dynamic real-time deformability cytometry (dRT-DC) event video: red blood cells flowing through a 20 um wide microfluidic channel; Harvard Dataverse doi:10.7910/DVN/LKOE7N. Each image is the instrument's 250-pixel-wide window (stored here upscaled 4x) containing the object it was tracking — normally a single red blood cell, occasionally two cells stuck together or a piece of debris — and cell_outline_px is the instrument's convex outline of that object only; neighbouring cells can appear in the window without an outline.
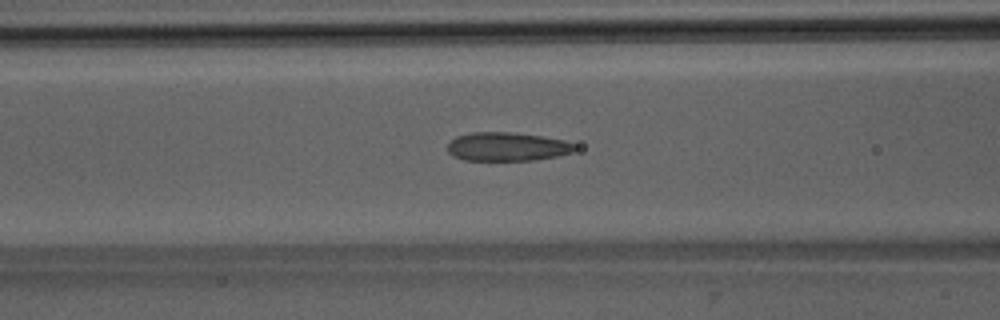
{"species": "Egyptian fruit bat (a non-hibernating species)", "species_latin": "Rousettus aegyptiacus", "temperature_condition": "room temperature", "stored_images_in_passage": 51, "camera_frame_rate_fps": 3000, "um_per_image_px": 0.085, "animal": {"sex": "male"}, "frame": {"image": 1, "passage_image": 21, "time_ms": 6.667, "image_size_px": [1000, 320], "cell_outline_px": [[576, 148], [572, 152], [556, 156], [532, 160], [464, 160], [452, 156], [448, 152], [448, 140], [456, 136], [472, 132], [512, 132], [540, 136], [564, 140], [576, 144]], "centroid_in_image_um": [43.06, 12.46], "position_along_channel_um": 123.5, "area_um2": 21.33}}
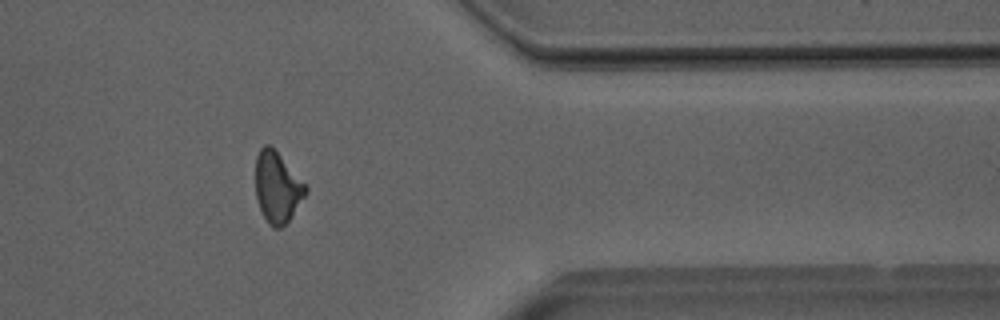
{"frame": {"image": 2, "passage_image": 42, "time_ms": 13.667, "image_size_px": [1000, 320], "cell_outline_px": [[308, 188], [304, 196], [288, 220], [280, 228], [276, 228], [268, 224], [260, 208], [256, 196], [256, 156], [260, 148], [264, 144], [268, 144], [308, 184]], "centroid_in_image_um": [23.57, 15.9], "position_along_channel_um": 387.8, "area_um2": 20.35}}
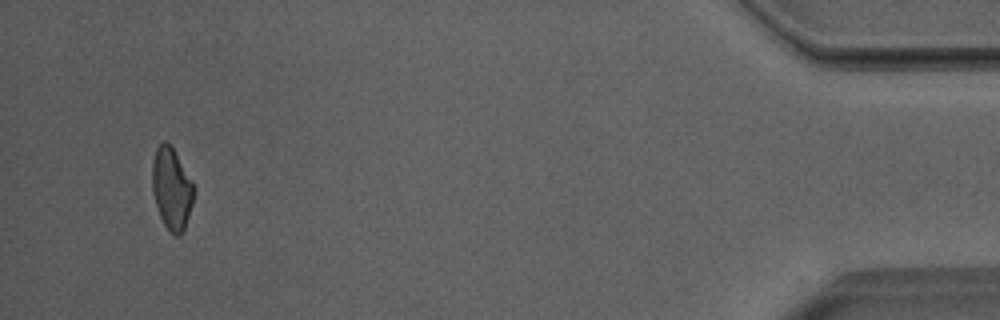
{"frame": {"image": 3, "passage_image": 49, "time_ms": 16.0, "image_size_px": [1000, 320], "cell_outline_px": [[196, 188], [192, 204], [184, 228], [180, 236], [176, 236], [164, 224], [160, 216], [152, 192], [152, 160], [156, 148], [164, 140], [172, 148]], "centroid_in_image_um": [14.58, 16.03], "position_along_channel_um": 420.6, "area_um2": 19.54}, "authors_computed_cell_mechanics": {"area_um2": 21.3282, "velocity_mm_per_s": 4.0136, "shape_relaxation_time_tau1_ms": null, "shape_relaxation_time_tau2_ms": 1.9449, "deformation_change_tau1": null, "deformation_change_tau2": 0.1005}}